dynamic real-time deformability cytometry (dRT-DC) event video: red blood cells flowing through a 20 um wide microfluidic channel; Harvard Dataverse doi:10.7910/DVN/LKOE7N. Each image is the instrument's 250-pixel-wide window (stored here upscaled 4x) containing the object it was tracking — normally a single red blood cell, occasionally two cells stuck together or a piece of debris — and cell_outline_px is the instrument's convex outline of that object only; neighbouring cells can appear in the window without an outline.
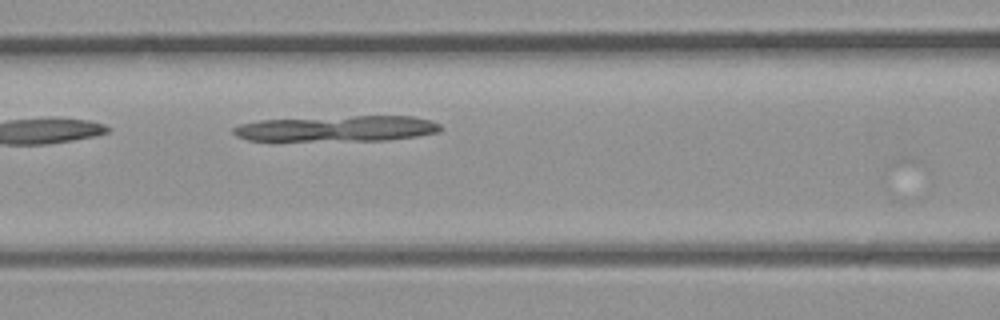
{"species": "common noctule bat (a hibernating species)", "species_latin": "Nyctalus noctula", "temperature_condition": "room temperature", "stored_images_in_passage": 5, "camera_frame_rate_fps": 3000, "um_per_image_px": 0.085, "animal": {"sex": "male", "body_mass_g": 23.1, "forearm_length_mm": 52.7}, "frame": {"image": 1, "passage_image": 5, "time_ms": 1.333, "image_size_px": [1000, 320], "cell_outline_px": [[440, 132], [416, 136], [388, 140], [248, 140], [236, 136], [232, 132], [232, 128], [240, 124], [260, 120], [352, 116], [412, 116], [432, 120], [440, 124]], "centroid_in_image_um": [28.68, 10.92], "position_along_channel_um": 137.9, "area_um2": 30.87}}